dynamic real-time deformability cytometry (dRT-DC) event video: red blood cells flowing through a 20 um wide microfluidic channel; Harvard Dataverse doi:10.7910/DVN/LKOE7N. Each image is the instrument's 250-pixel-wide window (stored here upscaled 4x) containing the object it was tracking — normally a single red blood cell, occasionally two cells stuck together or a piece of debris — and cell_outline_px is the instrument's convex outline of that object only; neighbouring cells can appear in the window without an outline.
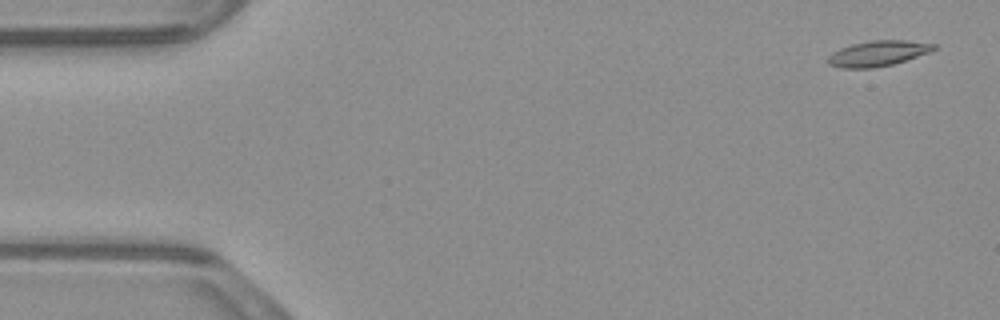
{"species": "common noctule bat (a hibernating species)", "species_latin": "Nyctalus noctula", "temperature_condition": "warm", "stored_images_in_passage": 49, "camera_frame_rate_fps": 3000, "um_per_image_px": 0.085, "animal": {"sex": "male", "body_mass_g": 23.1, "forearm_length_mm": 52.7}, "frame": {"image": 1, "passage_image": 3, "time_ms": 0.667, "image_size_px": [1000, 320], "cell_outline_px": [[936, 48], [928, 52], [892, 64], [872, 68], [840, 68], [828, 64], [828, 56], [832, 52], [840, 48], [852, 44], [868, 40], [904, 40], [936, 44]], "centroid_in_image_um": [74.56, 4.53], "position_along_channel_um": 10.4, "area_um2": 15.55}}
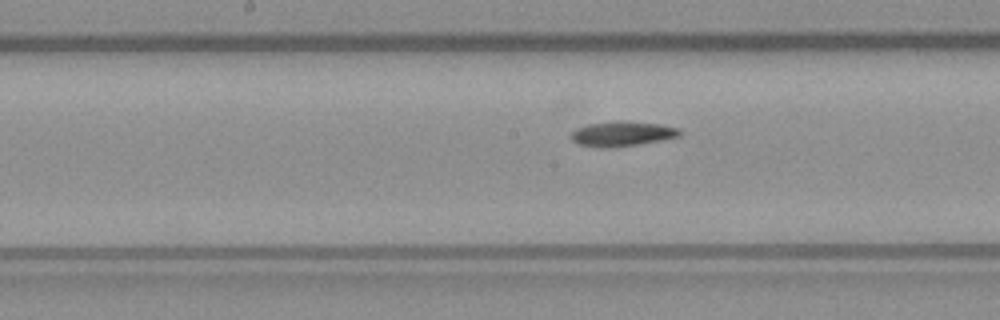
{"frame": {"image": 2, "passage_image": 27, "time_ms": 8.667, "image_size_px": [1000, 320], "cell_outline_px": [[684, 132], [680, 136], [660, 140], [636, 144], [608, 148], [600, 148], [576, 144], [568, 136], [572, 132], [588, 124], [616, 120], [628, 120], [660, 124], [680, 128]], "centroid_in_image_um": [52.89, 11.36], "position_along_channel_um": 195.3, "area_um2": 16.01}}
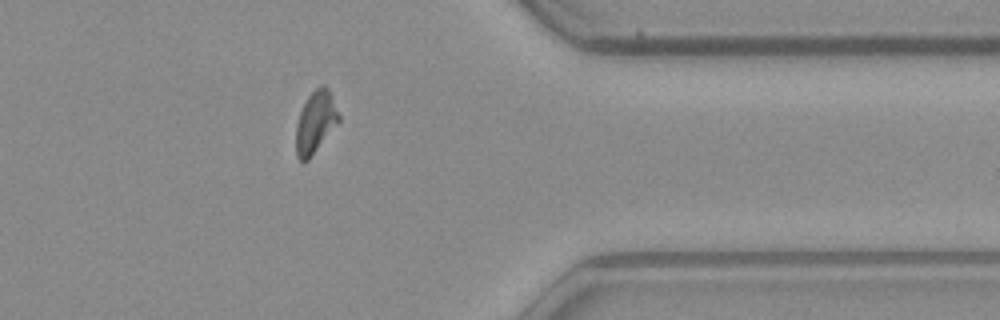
{"frame": {"image": 3, "passage_image": 43, "time_ms": 14.0, "image_size_px": [1000, 320], "cell_outline_px": [[340, 120], [308, 160], [304, 164], [296, 156], [296, 124], [300, 112], [308, 96], [320, 84], [324, 84], [328, 88], [332, 96], [340, 116]], "centroid_in_image_um": [26.81, 10.38], "position_along_channel_um": 384.6, "area_um2": 15.37}, "authors_computed_cell_mechanics": {"area_um2": 15.5482, "velocity_mm_per_s": 3.8866, "shape_relaxation_time_tau1_ms": null, "shape_relaxation_time_tau2_ms": 7.0324, "deformation_change_tau1": null, "deformation_change_tau2": 0.1412}}